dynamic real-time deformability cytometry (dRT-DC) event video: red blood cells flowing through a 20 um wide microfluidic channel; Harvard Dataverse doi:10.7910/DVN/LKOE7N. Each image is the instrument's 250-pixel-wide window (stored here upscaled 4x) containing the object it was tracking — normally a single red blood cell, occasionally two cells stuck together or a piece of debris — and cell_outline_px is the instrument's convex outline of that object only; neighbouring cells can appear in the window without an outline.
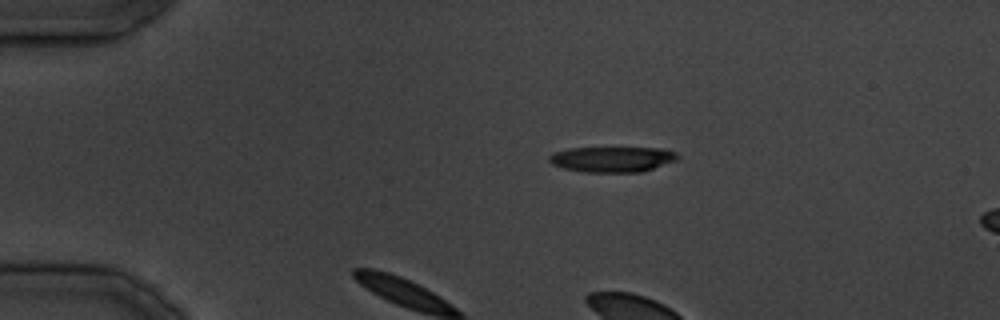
{"species": "common noctule bat (a hibernating species)", "species_latin": "Nyctalus noctula", "temperature_condition": "cold", "stored_images_in_passage": 6, "camera_frame_rate_fps": 3000, "um_per_image_px": 0.085, "animal": {"sex": "male", "body_mass_g": 19.5, "forearm_length_mm": 54.6}, "frame": {"image": 1, "passage_image": 1, "time_ms": 0.0, "image_size_px": [1000, 320], "cell_outline_px": [[680, 156], [676, 160], [640, 172], [584, 172], [564, 168], [552, 164], [548, 160], [548, 156], [552, 152], [568, 148], [664, 148], [676, 152]], "centroid_in_image_um": [52.01, 13.53], "position_along_channel_um": 33.0, "area_um2": 19.07}}